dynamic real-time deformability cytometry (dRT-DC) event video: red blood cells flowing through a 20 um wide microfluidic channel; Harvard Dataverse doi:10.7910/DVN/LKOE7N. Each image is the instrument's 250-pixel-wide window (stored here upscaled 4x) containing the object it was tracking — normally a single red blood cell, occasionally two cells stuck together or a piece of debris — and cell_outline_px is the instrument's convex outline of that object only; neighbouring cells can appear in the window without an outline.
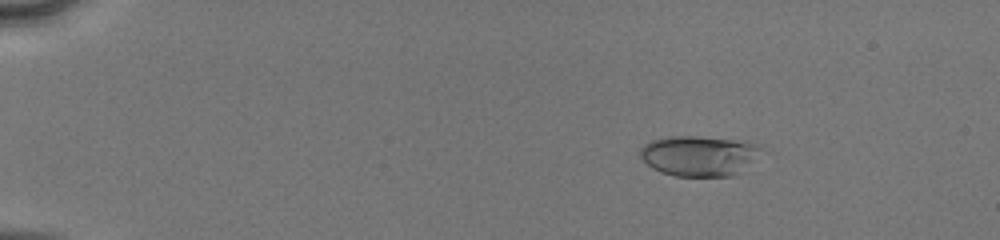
{"species": "human", "species_latin": "Homo sapiens", "temperature_condition": "cold", "stored_images_in_passage": 52, "camera_frame_rate_fps": 3000, "um_per_image_px": 0.085, "donor": {"sex": "male"}, "frame": {"image": 1, "passage_image": 9, "time_ms": 2.667, "image_size_px": [1000, 240], "cell_outline_px": [[760, 148], [740, 172], [732, 176], [676, 176], [660, 172], [652, 168], [640, 156], [640, 148], [644, 144], [652, 140], [668, 136], [696, 136], [744, 140], [760, 144]], "centroid_in_image_um": [59.36, 13.22], "position_along_channel_um": 25.6, "area_um2": 28.21}}
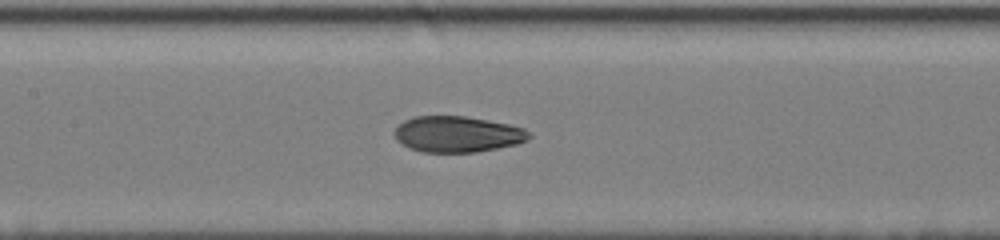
{"frame": {"image": 2, "passage_image": 27, "time_ms": 8.667, "image_size_px": [1000, 240], "cell_outline_px": [[532, 136], [528, 140], [516, 144], [476, 152], [420, 152], [408, 148], [396, 140], [392, 132], [404, 120], [412, 116], [464, 116], [508, 124], [524, 128]], "centroid_in_image_um": [38.83, 11.41], "position_along_channel_um": 168.6, "area_um2": 28.32}}
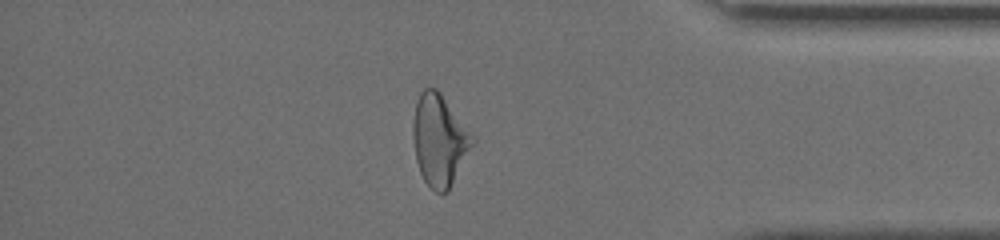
{"frame": {"image": 3, "passage_image": 45, "time_ms": 14.667, "image_size_px": [1000, 240], "cell_outline_px": [[476, 140], [448, 192], [436, 192], [424, 180], [420, 172], [416, 160], [412, 136], [412, 124], [416, 100], [420, 92], [424, 88], [436, 88], [440, 92], [476, 136]], "centroid_in_image_um": [37.36, 11.88], "position_along_channel_um": 397.8, "area_um2": 32.02}, "authors_computed_cell_mechanics": {"area_um2": 28.9578, "velocity_mm_per_s": 4.144, "shape_relaxation_time_tau1_ms": 4.8845, "shape_relaxation_time_tau2_ms": 1.2109, "deformation_change_tau1": 0.1852, "deformation_change_tau2": 0.0625}}